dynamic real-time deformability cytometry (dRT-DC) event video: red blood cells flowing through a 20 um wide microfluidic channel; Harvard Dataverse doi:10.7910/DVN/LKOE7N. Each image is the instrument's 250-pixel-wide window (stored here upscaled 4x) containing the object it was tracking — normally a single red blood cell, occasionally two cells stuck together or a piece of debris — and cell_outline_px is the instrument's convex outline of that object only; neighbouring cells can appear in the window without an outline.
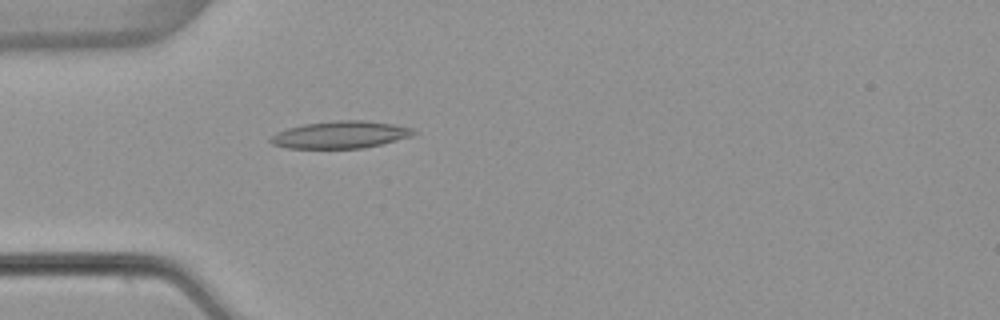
{"species": "common noctule bat (a hibernating species)", "species_latin": "Nyctalus noctula", "temperature_condition": "warm", "stored_images_in_passage": 53, "camera_frame_rate_fps": 3000, "um_per_image_px": 0.085, "animal": {"sex": "female", "body_mass_g": 22.7, "forearm_length_mm": 54.2}, "frame": {"image": 1, "passage_image": 16, "time_ms": 5.0, "image_size_px": [1000, 320], "cell_outline_px": [[416, 132], [412, 136], [364, 148], [288, 148], [272, 144], [268, 140], [276, 132], [288, 128], [304, 124], [336, 120], [364, 120], [392, 124], [412, 128]], "centroid_in_image_um": [28.91, 11.45], "position_along_channel_um": 56.1, "area_um2": 22.54}}
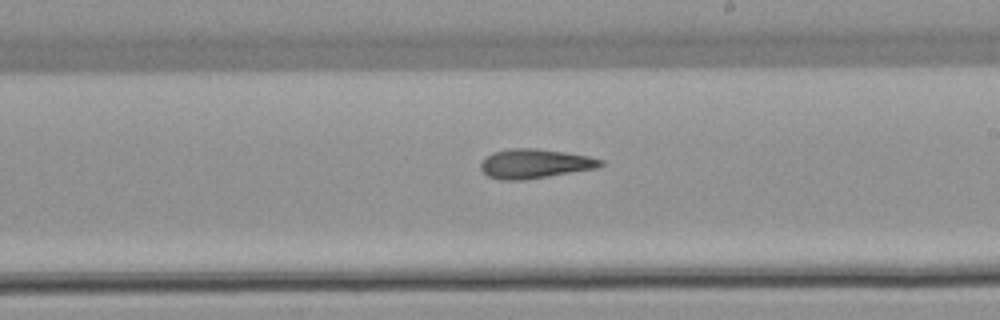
{"frame": {"image": 2, "passage_image": 31, "time_ms": 10.0, "image_size_px": [1000, 320], "cell_outline_px": [[604, 164], [596, 168], [524, 180], [500, 180], [488, 176], [480, 168], [480, 164], [484, 156], [492, 152], [508, 148], [536, 148], [564, 152], [588, 156], [604, 160]], "centroid_in_image_um": [45.41, 13.9], "position_along_channel_um": 243.6, "area_um2": 20.58}}
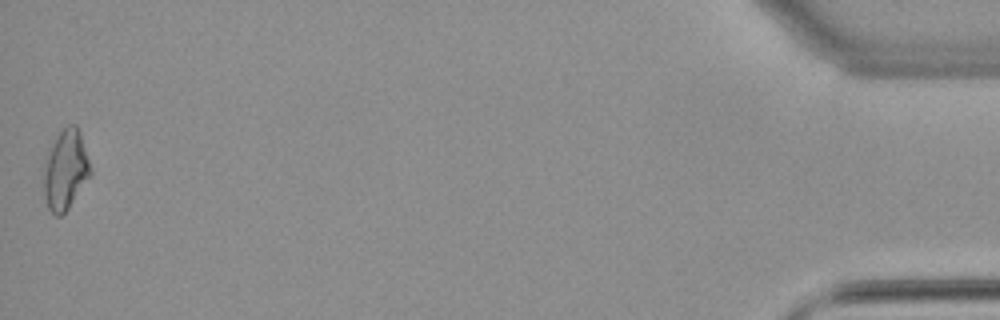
{"frame": {"image": 3, "passage_image": 53, "time_ms": 17.333, "image_size_px": [1000, 320], "cell_outline_px": [[92, 172], [68, 208], [60, 216], [56, 216], [48, 208], [44, 196], [44, 168], [48, 148], [56, 136], [68, 124], [76, 124], [80, 132], [92, 168]], "centroid_in_image_um": [5.56, 14.4], "position_along_channel_um": 429.6, "area_um2": 21.62}, "authors_computed_cell_mechanics": {"area_um2": 20.7502, "velocity_mm_per_s": 3.8564, "shape_relaxation_time_tau1_ms": null, "shape_relaxation_time_tau2_ms": 5.6711, "deformation_change_tau1": null, "deformation_change_tau2": 0.1681}}